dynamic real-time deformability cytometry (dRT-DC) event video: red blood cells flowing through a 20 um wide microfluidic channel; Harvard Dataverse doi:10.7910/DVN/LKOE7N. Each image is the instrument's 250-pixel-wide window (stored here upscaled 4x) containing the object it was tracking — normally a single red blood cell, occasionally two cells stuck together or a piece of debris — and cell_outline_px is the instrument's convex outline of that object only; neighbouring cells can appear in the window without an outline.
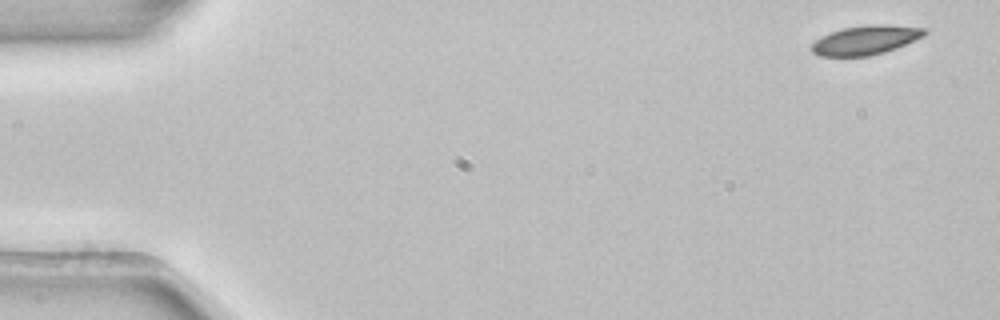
{"species": "common noctule bat (a hibernating species)", "species_latin": "Nyctalus noctula", "temperature_condition": "room temperature", "stored_images_in_passage": 5, "segment_of_instrument_passage": [2, 2], "camera_frame_rate_fps": 3000, "um_per_image_px": 0.085, "animal": {"sex": "female", "body_mass_g": 22.7, "forearm_length_mm": 54.2}, "frame": {"image": 1, "passage_image": 5, "time_ms": 1.333, "image_size_px": [1000, 320], "cell_outline_px": [[928, 32], [924, 36], [896, 48], [884, 52], [868, 56], [820, 56], [812, 52], [812, 44], [816, 40], [832, 32], [844, 28], [872, 24], [888, 24], [928, 28]], "centroid_in_image_um": [73.64, 3.4], "position_along_channel_um": 11.4, "area_um2": 19.07}}